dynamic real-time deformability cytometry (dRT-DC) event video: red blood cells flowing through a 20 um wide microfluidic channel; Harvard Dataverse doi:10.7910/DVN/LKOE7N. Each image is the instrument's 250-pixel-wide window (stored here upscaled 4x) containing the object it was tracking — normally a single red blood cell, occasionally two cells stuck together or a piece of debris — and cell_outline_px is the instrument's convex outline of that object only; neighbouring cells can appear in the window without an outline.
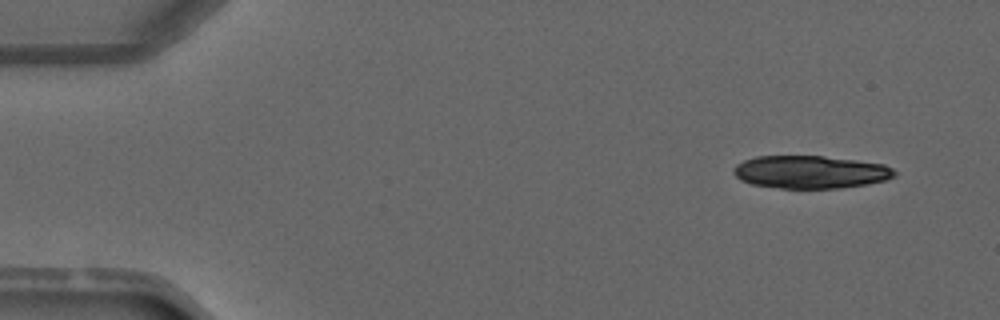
{"species": "common noctule bat (a hibernating species)", "species_latin": "Nyctalus noctula", "temperature_condition": "warm", "stored_images_in_passage": 4, "camera_frame_rate_fps": 3000, "um_per_image_px": 0.085, "animal": {"sex": "male", "forearm_length_mm": 52.5}, "frame": {"image": 1, "passage_image": 1, "time_ms": 0.0, "image_size_px": [1000, 320], "cell_outline_px": [[896, 176], [884, 180], [868, 184], [840, 188], [780, 188], [752, 184], [740, 180], [732, 172], [732, 168], [736, 164], [744, 160], [756, 156], [824, 156], [856, 160], [884, 164], [892, 168], [896, 172]], "centroid_in_image_um": [68.87, 14.62], "position_along_channel_um": 16.1, "area_um2": 30.87}}